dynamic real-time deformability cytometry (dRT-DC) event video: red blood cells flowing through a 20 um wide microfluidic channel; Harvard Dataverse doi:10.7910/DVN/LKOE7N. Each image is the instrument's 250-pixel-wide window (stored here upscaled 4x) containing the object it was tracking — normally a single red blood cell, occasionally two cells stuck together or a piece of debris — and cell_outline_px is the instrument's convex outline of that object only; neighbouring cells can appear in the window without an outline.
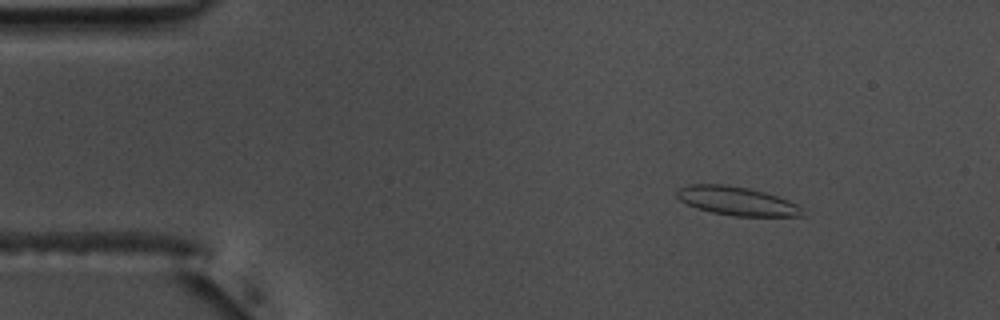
{"species": "common noctule bat (a hibernating species)", "species_latin": "Nyctalus noctula", "temperature_condition": "warm", "stored_images_in_passage": 17, "camera_frame_rate_fps": 3000, "um_per_image_px": 0.085, "animal": {"sex": "male", "body_mass_g": 17.5, "forearm_length_mm": 52.3}, "frame": {"image": 1, "passage_image": 8, "time_ms": 2.333, "image_size_px": [1000, 320], "cell_outline_px": [[804, 216], [736, 216], [712, 212], [696, 208], [680, 200], [676, 196], [676, 188], [688, 184], [724, 184], [748, 188], [764, 192], [788, 200], [804, 208]], "centroid_in_image_um": [62.61, 17.08], "position_along_channel_um": 22.4, "area_um2": 21.04}}